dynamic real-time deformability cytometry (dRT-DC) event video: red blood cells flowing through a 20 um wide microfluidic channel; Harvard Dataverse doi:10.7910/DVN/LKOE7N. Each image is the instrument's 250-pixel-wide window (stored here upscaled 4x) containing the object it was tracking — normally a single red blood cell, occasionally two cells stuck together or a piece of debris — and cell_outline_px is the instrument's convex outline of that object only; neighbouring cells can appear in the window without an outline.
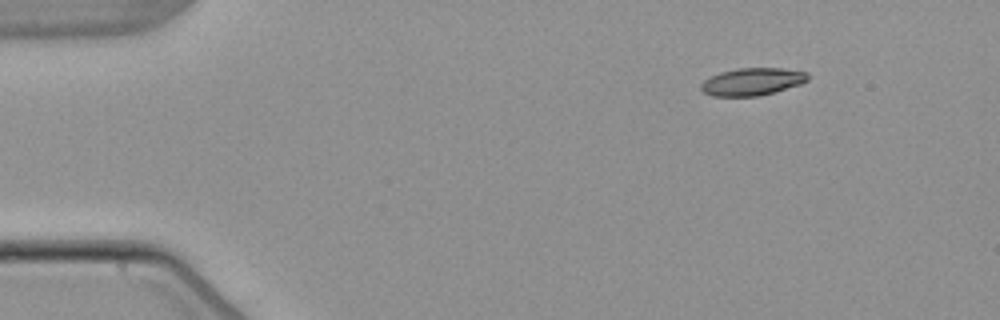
{"species": "common noctule bat (a hibernating species)", "species_latin": "Nyctalus noctula", "temperature_condition": "warm", "stored_images_in_passage": 3, "camera_frame_rate_fps": 3000, "um_per_image_px": 0.085, "animal": {"sex": "male", "body_mass_g": 21.5, "forearm_length_mm": 52.0}, "frame": {"image": 1, "passage_image": 1, "time_ms": 0.0, "image_size_px": [1000, 320], "cell_outline_px": [[808, 80], [800, 84], [760, 96], [712, 96], [704, 92], [700, 88], [700, 84], [704, 80], [720, 72], [736, 68], [780, 68], [808, 72]], "centroid_in_image_um": [63.93, 6.94], "position_along_channel_um": 21.1, "area_um2": 17.05}}
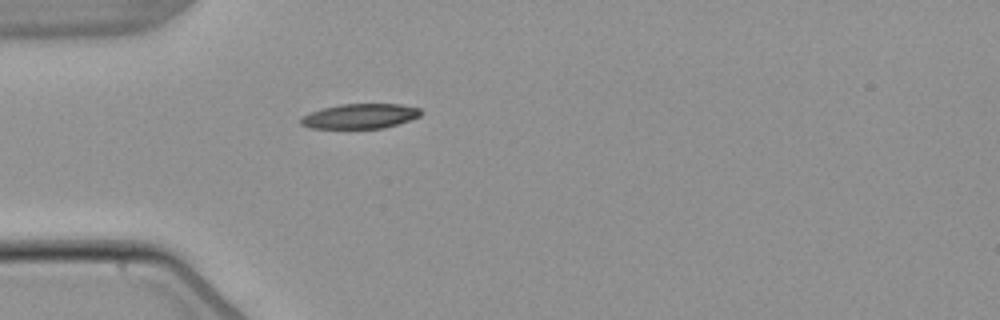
{"frame": {"image": 2, "passage_image": 3, "time_ms": 3.0, "image_size_px": [1000, 320], "cell_outline_px": [[424, 112], [420, 116], [384, 128], [308, 128], [300, 124], [300, 116], [308, 112], [320, 108], [340, 104], [400, 104], [420, 108]], "centroid_in_image_um": [30.55, 9.86], "position_along_channel_um": 54.4, "area_um2": 17.57}}